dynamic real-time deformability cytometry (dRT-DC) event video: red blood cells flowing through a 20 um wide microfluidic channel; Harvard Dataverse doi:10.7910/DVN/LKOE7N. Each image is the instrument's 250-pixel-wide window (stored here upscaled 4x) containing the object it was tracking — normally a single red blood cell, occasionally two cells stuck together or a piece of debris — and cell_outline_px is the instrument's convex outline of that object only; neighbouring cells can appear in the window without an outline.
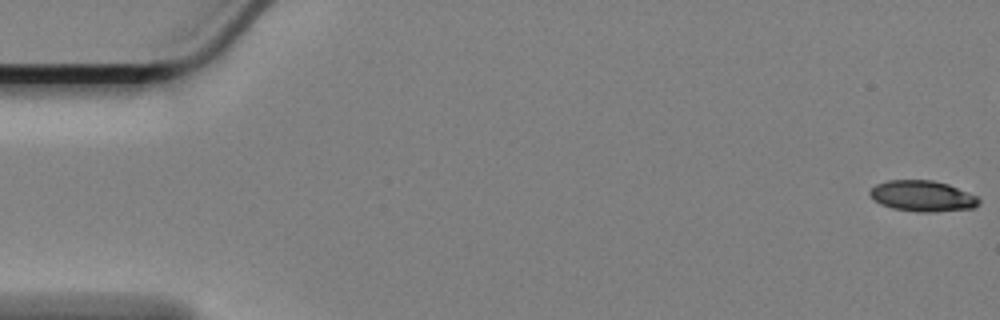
{"species": "Egyptian fruit bat (a non-hibernating species)", "species_latin": "Rousettus aegyptiacus", "temperature_condition": "cold", "stored_images_in_passage": 61, "camera_frame_rate_fps": 3000, "um_per_image_px": 0.085, "animal": {"sex": "female"}, "frame": {"image": 1, "passage_image": 1, "time_ms": 0.0, "image_size_px": [1000, 320], "cell_outline_px": [[980, 204], [976, 208], [936, 212], [916, 212], [892, 208], [880, 204], [868, 192], [876, 184], [888, 180], [932, 180], [948, 184], [968, 192], [976, 196], [980, 200]], "centroid_in_image_um": [78.44, 16.67], "position_along_channel_um": 6.6, "area_um2": 19.71}}
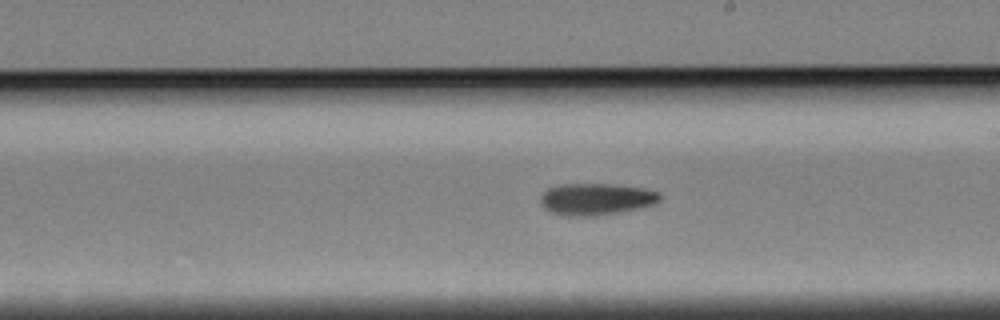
{"frame": {"image": 2, "passage_image": 34, "time_ms": 11.0, "image_size_px": [1000, 320], "cell_outline_px": [[660, 200], [656, 204], [640, 208], [620, 212], [596, 216], [564, 216], [552, 212], [544, 208], [540, 204], [540, 196], [548, 188], [560, 184], [608, 184], [644, 188], [660, 192]], "centroid_in_image_um": [50.67, 16.93], "position_along_channel_um": 238.3, "area_um2": 22.31}}
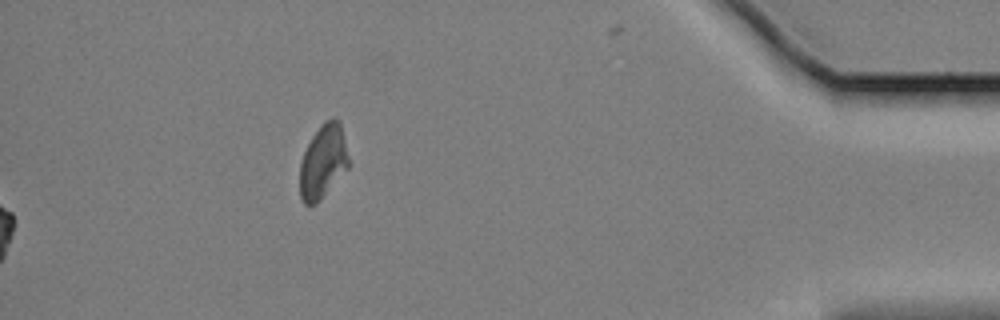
{"frame": {"image": 3, "passage_image": 61, "time_ms": 20.0, "image_size_px": [1000, 320], "cell_outline_px": [[348, 168], [320, 200], [316, 204], [304, 204], [300, 196], [300, 164], [304, 152], [312, 136], [320, 124], [324, 120], [332, 116], [336, 116], [340, 120], [348, 156]], "centroid_in_image_um": [27.46, 13.69], "position_along_channel_um": 407.7, "area_um2": 21.04}}